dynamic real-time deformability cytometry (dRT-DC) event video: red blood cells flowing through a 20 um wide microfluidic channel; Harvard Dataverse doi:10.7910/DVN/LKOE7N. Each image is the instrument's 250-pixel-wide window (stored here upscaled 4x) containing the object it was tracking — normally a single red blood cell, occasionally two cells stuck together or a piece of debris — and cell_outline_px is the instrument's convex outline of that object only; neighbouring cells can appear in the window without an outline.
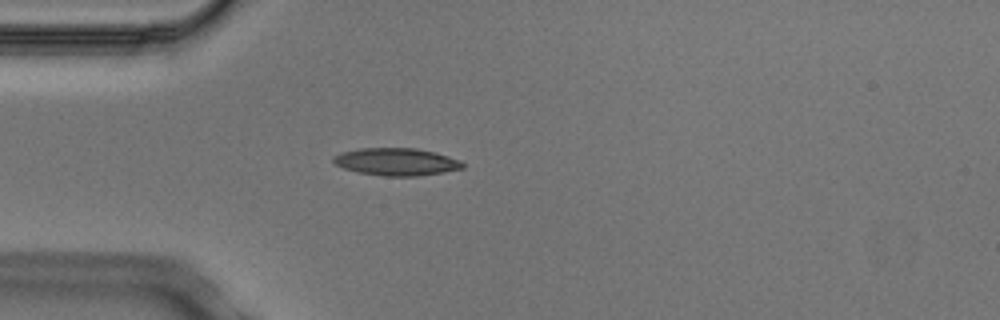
{"species": "Egyptian fruit bat (a non-hibernating species)", "species_latin": "Rousettus aegyptiacus", "temperature_condition": "cold", "stored_images_in_passage": 4, "camera_frame_rate_fps": 3000, "um_per_image_px": 0.085, "animal": {"sex": "male"}, "frame": {"image": 1, "passage_image": 4, "time_ms": 1.0, "image_size_px": [1000, 320], "cell_outline_px": [[464, 168], [444, 172], [416, 176], [384, 176], [356, 172], [344, 168], [336, 164], [332, 160], [332, 156], [340, 152], [360, 148], [416, 148], [436, 152], [460, 160], [464, 164]], "centroid_in_image_um": [33.68, 13.75], "position_along_channel_um": 51.3, "area_um2": 20.81}}